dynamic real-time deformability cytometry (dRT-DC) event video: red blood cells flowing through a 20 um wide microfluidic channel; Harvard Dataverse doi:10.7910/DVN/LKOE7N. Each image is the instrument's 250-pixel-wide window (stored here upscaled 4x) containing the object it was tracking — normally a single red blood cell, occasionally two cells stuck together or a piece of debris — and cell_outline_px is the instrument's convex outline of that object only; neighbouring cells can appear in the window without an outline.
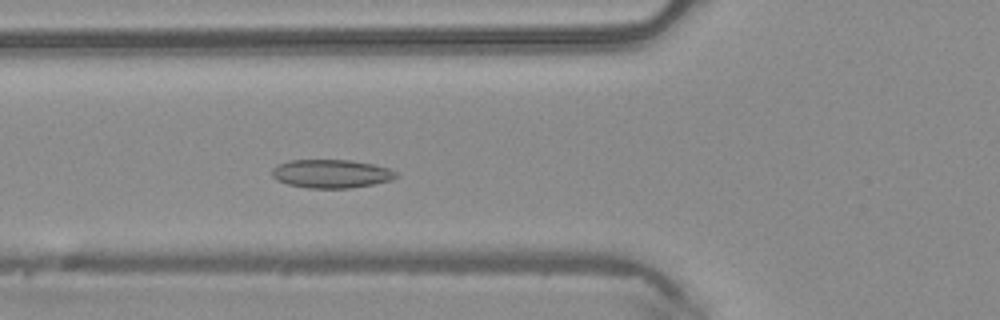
{"species": "common noctule bat (a hibernating species)", "species_latin": "Nyctalus noctula", "temperature_condition": "warm", "stored_images_in_passage": 44, "camera_frame_rate_fps": 3000, "um_per_image_px": 0.085, "animal": {"sex": "male", "body_mass_g": 20.4}, "frame": {"image": 1, "passage_image": 13, "time_ms": 4.0, "image_size_px": [1000, 320], "cell_outline_px": [[396, 176], [392, 180], [372, 184], [348, 188], [308, 188], [288, 184], [276, 180], [272, 176], [272, 168], [276, 164], [288, 160], [352, 160], [372, 164], [388, 168], [396, 172]], "centroid_in_image_um": [28.1, 14.76], "position_along_channel_um": 97.7, "area_um2": 20.58}}
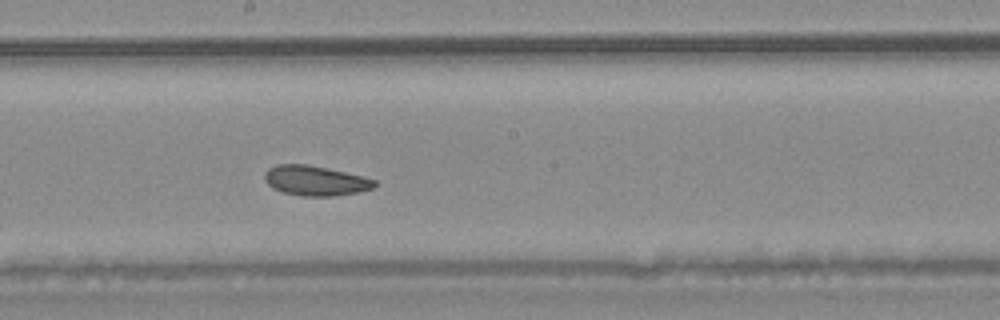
{"frame": {"image": 2, "passage_image": 22, "time_ms": 7.0, "image_size_px": [1000, 320], "cell_outline_px": [[380, 184], [372, 188], [360, 192], [332, 196], [304, 196], [284, 192], [272, 188], [264, 180], [264, 172], [268, 168], [276, 164], [308, 164], [328, 168], [364, 176], [376, 180]], "centroid_in_image_um": [26.83, 15.34], "position_along_channel_um": 221.4, "area_um2": 19.42}}
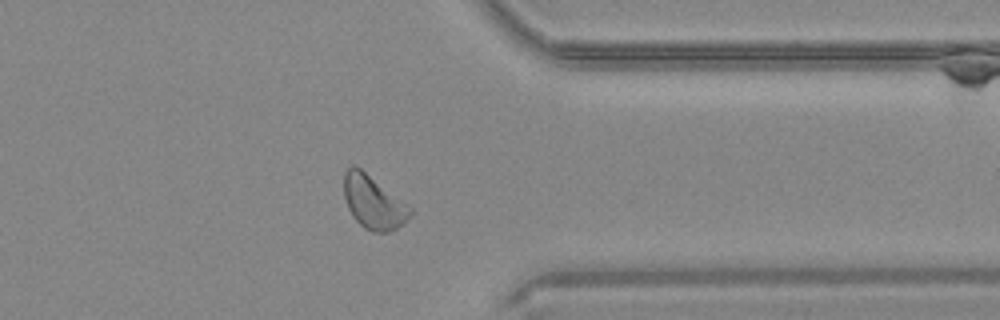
{"frame": {"image": 3, "passage_image": 34, "time_ms": 11.0, "image_size_px": [1000, 320], "cell_outline_px": [[412, 212], [392, 232], [372, 232], [364, 228], [352, 216], [348, 208], [344, 196], [344, 172], [352, 164], [356, 164], [412, 208]], "centroid_in_image_um": [31.69, 17.17], "position_along_channel_um": 379.7, "area_um2": 20.4}, "authors_computed_cell_mechanics": {"area_um2": 20.5768, "velocity_mm_per_s": 4.1075, "shape_relaxation_time_tau1_ms": 8.236, "shape_relaxation_time_tau2_ms": 2.4636, "deformation_change_tau1": 0.1123, "deformation_change_tau2": 0.0721}}